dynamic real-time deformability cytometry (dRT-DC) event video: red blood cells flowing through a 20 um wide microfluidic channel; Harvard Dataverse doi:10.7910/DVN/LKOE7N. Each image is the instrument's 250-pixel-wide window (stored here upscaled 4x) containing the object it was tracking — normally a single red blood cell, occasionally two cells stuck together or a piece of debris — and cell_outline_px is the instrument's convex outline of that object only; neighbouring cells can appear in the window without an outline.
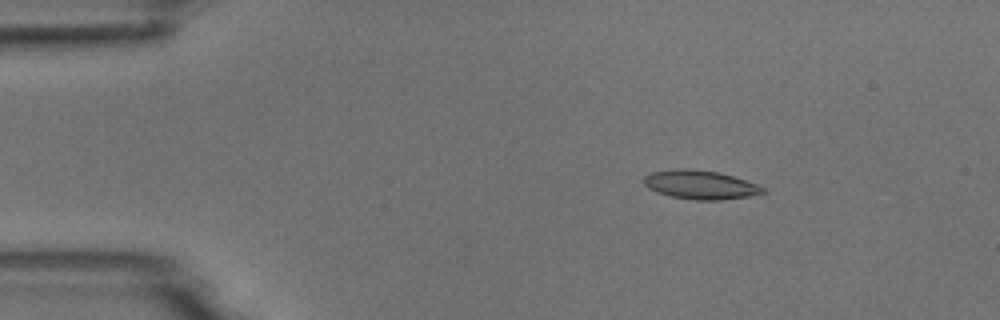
{"species": "common noctule bat (a hibernating species)", "species_latin": "Nyctalus noctula", "temperature_condition": "room temperature", "stored_images_in_passage": 3, "camera_frame_rate_fps": 3000, "um_per_image_px": 0.085, "animal": {"sex": "male", "body_mass_g": 18.8}, "frame": {"image": 1, "passage_image": 1, "time_ms": 0.0, "image_size_px": [1000, 320], "cell_outline_px": [[768, 192], [748, 196], [720, 200], [692, 200], [672, 196], [656, 192], [648, 188], [644, 184], [644, 176], [652, 172], [680, 168], [688, 168], [716, 172], [732, 176], [756, 184], [764, 188]], "centroid_in_image_um": [59.51, 15.71], "position_along_channel_um": 25.5, "area_um2": 19.83}}